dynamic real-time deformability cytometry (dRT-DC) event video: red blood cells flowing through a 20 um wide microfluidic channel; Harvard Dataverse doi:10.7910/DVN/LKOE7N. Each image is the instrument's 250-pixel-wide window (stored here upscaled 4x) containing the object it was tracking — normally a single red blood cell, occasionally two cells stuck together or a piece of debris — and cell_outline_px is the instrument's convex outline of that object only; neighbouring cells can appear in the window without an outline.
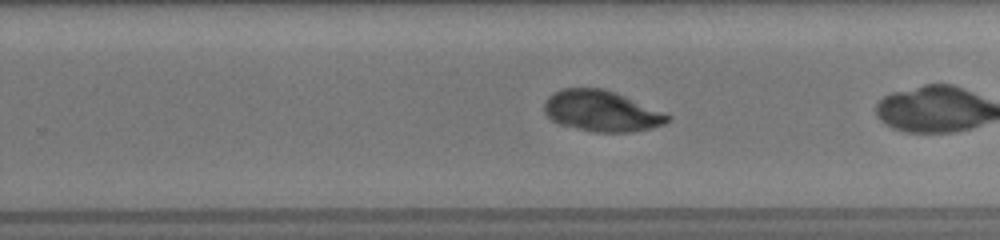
{"species": "common noctule bat (a hibernating species)", "species_latin": "Nyctalus noctula", "temperature_condition": "room temperature", "stored_images_in_passage": 23, "camera_frame_rate_fps": 3000, "um_per_image_px": 0.085, "animal": {"sex": "female", "body_mass_g": 19.5, "forearm_length_mm": 54.1}, "frame": {"image": 1, "passage_image": 16, "time_ms": 5.0, "image_size_px": [1000, 240], "cell_outline_px": [[672, 120], [664, 124], [652, 128], [628, 132], [592, 132], [560, 124], [552, 120], [544, 112], [544, 104], [548, 96], [552, 92], [564, 88], [604, 88], [616, 92], [664, 112], [672, 116]], "centroid_in_image_um": [51.14, 9.43], "position_along_channel_um": 278.7, "area_um2": 29.59}}
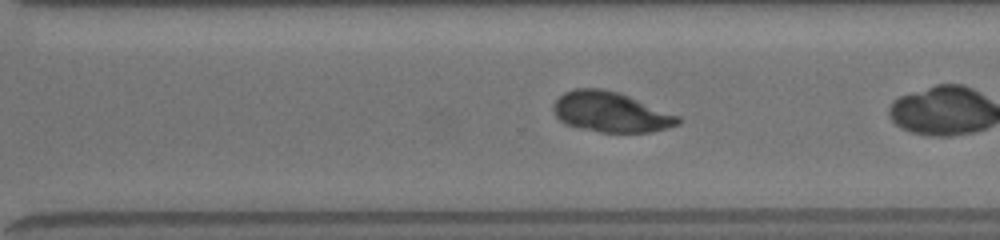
{"frame": {"image": 2, "passage_image": 19, "time_ms": 6.0, "image_size_px": [1000, 240], "cell_outline_px": [[684, 120], [680, 124], [668, 128], [648, 132], [600, 132], [564, 124], [556, 116], [552, 108], [552, 104], [564, 92], [576, 88], [604, 88], [620, 92], [680, 116]], "centroid_in_image_um": [51.94, 9.51], "position_along_channel_um": 318.7, "area_um2": 29.48}}
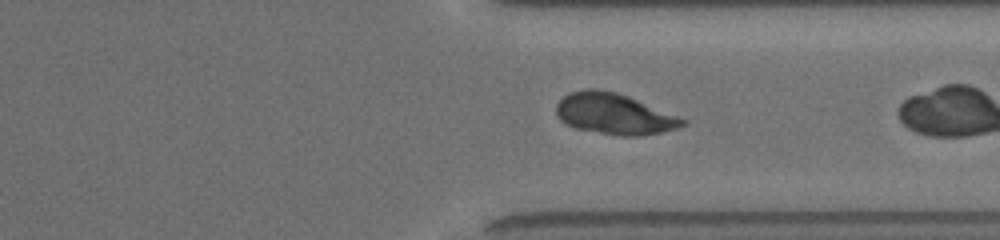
{"frame": {"image": 3, "passage_image": 22, "time_ms": 7.0, "image_size_px": [1000, 240], "cell_outline_px": [[688, 124], [676, 128], [660, 132], [640, 136], [620, 136], [576, 128], [564, 124], [556, 116], [556, 104], [564, 96], [572, 92], [584, 88], [596, 88], [616, 92], [628, 96], [688, 120]], "centroid_in_image_um": [52.19, 9.68], "position_along_channel_um": 359.2, "area_um2": 30.17}}